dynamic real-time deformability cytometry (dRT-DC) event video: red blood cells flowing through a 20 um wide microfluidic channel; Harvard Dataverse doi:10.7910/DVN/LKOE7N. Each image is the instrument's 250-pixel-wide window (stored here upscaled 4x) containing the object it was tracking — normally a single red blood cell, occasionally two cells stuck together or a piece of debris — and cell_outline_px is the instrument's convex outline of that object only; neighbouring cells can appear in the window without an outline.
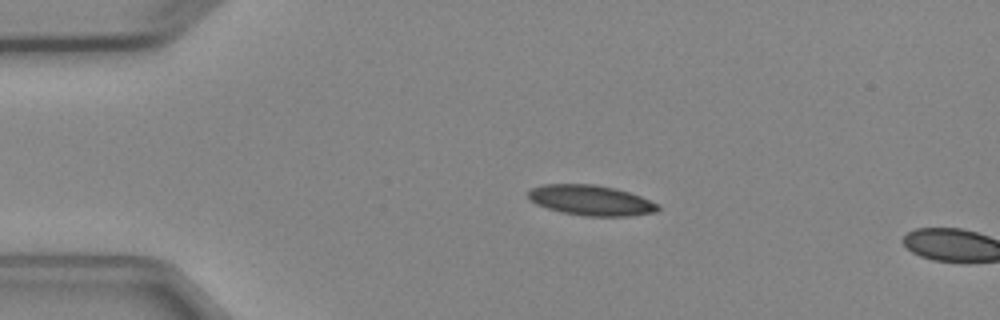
{"species": "Egyptian fruit bat (a non-hibernating species)", "species_latin": "Rousettus aegyptiacus", "temperature_condition": "cold", "stored_images_in_passage": 3, "camera_frame_rate_fps": 3000, "um_per_image_px": 0.085, "animal": {"sex": "female"}, "frame": {"image": 1, "passage_image": 2, "time_ms": 1.333, "image_size_px": [1000, 320], "cell_outline_px": [[660, 208], [656, 212], [628, 216], [584, 216], [560, 212], [536, 204], [528, 200], [528, 192], [532, 188], [540, 184], [596, 184], [616, 188], [640, 196], [660, 204]], "centroid_in_image_um": [50.22, 17.02], "position_along_channel_um": 34.8, "area_um2": 23.12}}